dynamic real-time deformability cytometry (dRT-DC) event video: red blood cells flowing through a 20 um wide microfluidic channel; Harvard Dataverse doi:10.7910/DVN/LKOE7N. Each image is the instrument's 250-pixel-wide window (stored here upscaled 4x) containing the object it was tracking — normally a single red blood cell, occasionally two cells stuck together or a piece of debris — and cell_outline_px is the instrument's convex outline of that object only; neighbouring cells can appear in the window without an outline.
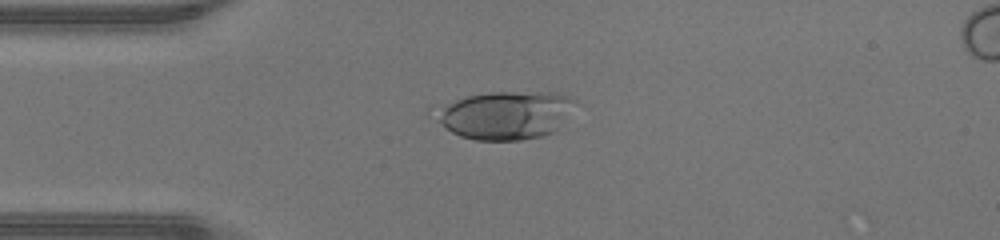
{"species": "human", "species_latin": "Homo sapiens", "temperature_condition": "warm", "stored_images_in_passage": 47, "camera_frame_rate_fps": 3000, "um_per_image_px": 0.085, "donor": {"sex": "male"}, "frame": {"image": 1, "passage_image": 12, "time_ms": 3.667, "image_size_px": [1000, 240], "cell_outline_px": [[576, 100], [556, 132], [544, 136], [520, 140], [476, 140], [460, 136], [452, 132], [428, 108], [432, 104], [468, 96], [492, 92], [556, 92], [568, 96]], "centroid_in_image_um": [42.88, 9.77], "position_along_channel_um": 42.1, "area_um2": 39.59}}
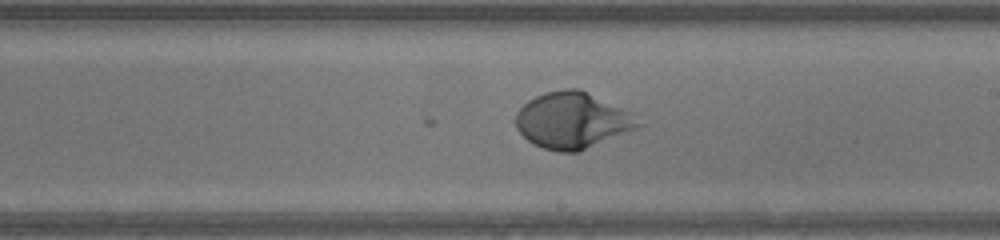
{"frame": {"image": 2, "passage_image": 27, "time_ms": 8.667, "image_size_px": [1000, 240], "cell_outline_px": [[644, 124], [636, 128], [580, 152], [560, 152], [544, 148], [532, 144], [516, 128], [516, 112], [528, 100], [544, 92], [564, 88], [580, 88], [628, 112]], "centroid_in_image_um": [48.61, 10.24], "position_along_channel_um": 240.4, "area_um2": 39.82}}
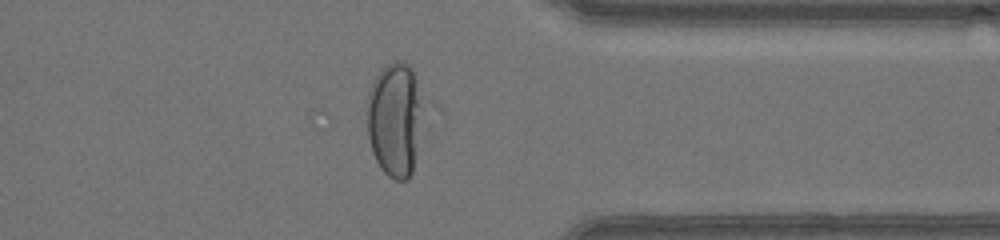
{"frame": {"image": 3, "passage_image": 37, "time_ms": 12.0, "image_size_px": [1000, 240], "cell_outline_px": [[416, 104], [412, 172], [408, 180], [396, 180], [388, 176], [380, 168], [372, 152], [368, 136], [368, 92], [380, 68], [396, 60], [400, 60], [408, 64], [412, 68], [416, 80]], "centroid_in_image_um": [33.42, 10.12], "position_along_channel_um": 378.0, "area_um2": 34.62}, "authors_computed_cell_mechanics": {"area_um2": 39.8242, "velocity_mm_per_s": 4.3584, "shape_relaxation_time_tau1_ms": 2.7268, "shape_relaxation_time_tau2_ms": null, "deformation_change_tau1": 0.2297, "deformation_change_tau2": null}}